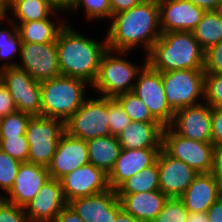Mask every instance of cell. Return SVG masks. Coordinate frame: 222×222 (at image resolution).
Segmentation results:
<instances>
[{
  "instance_id": "cell-1",
  "label": "cell",
  "mask_w": 222,
  "mask_h": 222,
  "mask_svg": "<svg viewBox=\"0 0 222 222\" xmlns=\"http://www.w3.org/2000/svg\"><path fill=\"white\" fill-rule=\"evenodd\" d=\"M108 22L106 42L107 49L112 51L132 52L143 47L147 55L162 34L158 0H144L133 8L113 14Z\"/></svg>"
},
{
  "instance_id": "cell-2",
  "label": "cell",
  "mask_w": 222,
  "mask_h": 222,
  "mask_svg": "<svg viewBox=\"0 0 222 222\" xmlns=\"http://www.w3.org/2000/svg\"><path fill=\"white\" fill-rule=\"evenodd\" d=\"M72 25L67 22L56 39L61 75L83 79L92 85L98 74L101 56L107 50L106 37L94 40L79 33Z\"/></svg>"
},
{
  "instance_id": "cell-3",
  "label": "cell",
  "mask_w": 222,
  "mask_h": 222,
  "mask_svg": "<svg viewBox=\"0 0 222 222\" xmlns=\"http://www.w3.org/2000/svg\"><path fill=\"white\" fill-rule=\"evenodd\" d=\"M147 56V64L159 72L204 69L205 50L193 32L162 33Z\"/></svg>"
},
{
  "instance_id": "cell-4",
  "label": "cell",
  "mask_w": 222,
  "mask_h": 222,
  "mask_svg": "<svg viewBox=\"0 0 222 222\" xmlns=\"http://www.w3.org/2000/svg\"><path fill=\"white\" fill-rule=\"evenodd\" d=\"M91 87L83 79L63 75L42 81V116L66 122L86 101V89Z\"/></svg>"
},
{
  "instance_id": "cell-5",
  "label": "cell",
  "mask_w": 222,
  "mask_h": 222,
  "mask_svg": "<svg viewBox=\"0 0 222 222\" xmlns=\"http://www.w3.org/2000/svg\"><path fill=\"white\" fill-rule=\"evenodd\" d=\"M127 54L130 52L109 49L102 54L98 74L91 87L94 94L115 98L119 94L133 91L138 73L147 64V56L142 65H137L124 57Z\"/></svg>"
},
{
  "instance_id": "cell-6",
  "label": "cell",
  "mask_w": 222,
  "mask_h": 222,
  "mask_svg": "<svg viewBox=\"0 0 222 222\" xmlns=\"http://www.w3.org/2000/svg\"><path fill=\"white\" fill-rule=\"evenodd\" d=\"M161 79L167 104L174 113L188 106L204 102V69L161 72Z\"/></svg>"
},
{
  "instance_id": "cell-7",
  "label": "cell",
  "mask_w": 222,
  "mask_h": 222,
  "mask_svg": "<svg viewBox=\"0 0 222 222\" xmlns=\"http://www.w3.org/2000/svg\"><path fill=\"white\" fill-rule=\"evenodd\" d=\"M65 132V122L60 119L31 117L25 132L29 144L28 162L47 167Z\"/></svg>"
},
{
  "instance_id": "cell-8",
  "label": "cell",
  "mask_w": 222,
  "mask_h": 222,
  "mask_svg": "<svg viewBox=\"0 0 222 222\" xmlns=\"http://www.w3.org/2000/svg\"><path fill=\"white\" fill-rule=\"evenodd\" d=\"M108 97H88L82 106L65 122L66 132L85 141L110 136Z\"/></svg>"
},
{
  "instance_id": "cell-9",
  "label": "cell",
  "mask_w": 222,
  "mask_h": 222,
  "mask_svg": "<svg viewBox=\"0 0 222 222\" xmlns=\"http://www.w3.org/2000/svg\"><path fill=\"white\" fill-rule=\"evenodd\" d=\"M214 145L178 135L170 126L162 132V149L171 157L181 160L198 173H211Z\"/></svg>"
},
{
  "instance_id": "cell-10",
  "label": "cell",
  "mask_w": 222,
  "mask_h": 222,
  "mask_svg": "<svg viewBox=\"0 0 222 222\" xmlns=\"http://www.w3.org/2000/svg\"><path fill=\"white\" fill-rule=\"evenodd\" d=\"M133 92L162 126L169 127L172 124L174 112L167 104L161 72L146 64L138 73Z\"/></svg>"
},
{
  "instance_id": "cell-11",
  "label": "cell",
  "mask_w": 222,
  "mask_h": 222,
  "mask_svg": "<svg viewBox=\"0 0 222 222\" xmlns=\"http://www.w3.org/2000/svg\"><path fill=\"white\" fill-rule=\"evenodd\" d=\"M3 84L10 91L18 111L32 117L42 116L41 82L16 66L3 69Z\"/></svg>"
},
{
  "instance_id": "cell-12",
  "label": "cell",
  "mask_w": 222,
  "mask_h": 222,
  "mask_svg": "<svg viewBox=\"0 0 222 222\" xmlns=\"http://www.w3.org/2000/svg\"><path fill=\"white\" fill-rule=\"evenodd\" d=\"M17 67L25 70L33 79L42 82L60 76L56 42H22Z\"/></svg>"
},
{
  "instance_id": "cell-13",
  "label": "cell",
  "mask_w": 222,
  "mask_h": 222,
  "mask_svg": "<svg viewBox=\"0 0 222 222\" xmlns=\"http://www.w3.org/2000/svg\"><path fill=\"white\" fill-rule=\"evenodd\" d=\"M60 183L67 203L79 197L92 196L110 189L108 174L91 163L63 176Z\"/></svg>"
},
{
  "instance_id": "cell-14",
  "label": "cell",
  "mask_w": 222,
  "mask_h": 222,
  "mask_svg": "<svg viewBox=\"0 0 222 222\" xmlns=\"http://www.w3.org/2000/svg\"><path fill=\"white\" fill-rule=\"evenodd\" d=\"M170 127L184 138L211 142V106L204 101L176 111Z\"/></svg>"
},
{
  "instance_id": "cell-15",
  "label": "cell",
  "mask_w": 222,
  "mask_h": 222,
  "mask_svg": "<svg viewBox=\"0 0 222 222\" xmlns=\"http://www.w3.org/2000/svg\"><path fill=\"white\" fill-rule=\"evenodd\" d=\"M160 191L168 198H180L199 174L181 160L169 156L163 149L157 158Z\"/></svg>"
},
{
  "instance_id": "cell-16",
  "label": "cell",
  "mask_w": 222,
  "mask_h": 222,
  "mask_svg": "<svg viewBox=\"0 0 222 222\" xmlns=\"http://www.w3.org/2000/svg\"><path fill=\"white\" fill-rule=\"evenodd\" d=\"M158 3L161 33L192 32L206 12L189 0H158Z\"/></svg>"
},
{
  "instance_id": "cell-17",
  "label": "cell",
  "mask_w": 222,
  "mask_h": 222,
  "mask_svg": "<svg viewBox=\"0 0 222 222\" xmlns=\"http://www.w3.org/2000/svg\"><path fill=\"white\" fill-rule=\"evenodd\" d=\"M84 220V222H115L122 210L116 190L87 197H79L67 203Z\"/></svg>"
},
{
  "instance_id": "cell-18",
  "label": "cell",
  "mask_w": 222,
  "mask_h": 222,
  "mask_svg": "<svg viewBox=\"0 0 222 222\" xmlns=\"http://www.w3.org/2000/svg\"><path fill=\"white\" fill-rule=\"evenodd\" d=\"M89 163L86 141L65 132L47 166L51 178L60 180L73 170Z\"/></svg>"
},
{
  "instance_id": "cell-19",
  "label": "cell",
  "mask_w": 222,
  "mask_h": 222,
  "mask_svg": "<svg viewBox=\"0 0 222 222\" xmlns=\"http://www.w3.org/2000/svg\"><path fill=\"white\" fill-rule=\"evenodd\" d=\"M66 204L60 180L50 177L24 211L30 222H54Z\"/></svg>"
},
{
  "instance_id": "cell-20",
  "label": "cell",
  "mask_w": 222,
  "mask_h": 222,
  "mask_svg": "<svg viewBox=\"0 0 222 222\" xmlns=\"http://www.w3.org/2000/svg\"><path fill=\"white\" fill-rule=\"evenodd\" d=\"M49 178L47 167L29 162L21 163L12 189L3 198L24 208Z\"/></svg>"
},
{
  "instance_id": "cell-21",
  "label": "cell",
  "mask_w": 222,
  "mask_h": 222,
  "mask_svg": "<svg viewBox=\"0 0 222 222\" xmlns=\"http://www.w3.org/2000/svg\"><path fill=\"white\" fill-rule=\"evenodd\" d=\"M162 148L123 149L108 174V184L116 190L125 180L153 165Z\"/></svg>"
},
{
  "instance_id": "cell-22",
  "label": "cell",
  "mask_w": 222,
  "mask_h": 222,
  "mask_svg": "<svg viewBox=\"0 0 222 222\" xmlns=\"http://www.w3.org/2000/svg\"><path fill=\"white\" fill-rule=\"evenodd\" d=\"M221 196L216 177L212 173H199L180 200L190 213L196 214L206 213Z\"/></svg>"
},
{
  "instance_id": "cell-23",
  "label": "cell",
  "mask_w": 222,
  "mask_h": 222,
  "mask_svg": "<svg viewBox=\"0 0 222 222\" xmlns=\"http://www.w3.org/2000/svg\"><path fill=\"white\" fill-rule=\"evenodd\" d=\"M163 129L159 122L131 121L117 138L123 149L162 148Z\"/></svg>"
},
{
  "instance_id": "cell-24",
  "label": "cell",
  "mask_w": 222,
  "mask_h": 222,
  "mask_svg": "<svg viewBox=\"0 0 222 222\" xmlns=\"http://www.w3.org/2000/svg\"><path fill=\"white\" fill-rule=\"evenodd\" d=\"M117 196L122 209L141 222H152L168 199L160 190Z\"/></svg>"
},
{
  "instance_id": "cell-25",
  "label": "cell",
  "mask_w": 222,
  "mask_h": 222,
  "mask_svg": "<svg viewBox=\"0 0 222 222\" xmlns=\"http://www.w3.org/2000/svg\"><path fill=\"white\" fill-rule=\"evenodd\" d=\"M65 12L57 10L50 18L37 21H29L26 23H18L17 31L22 42L29 43H50L56 42L60 30L66 25L67 21L59 19L56 16H61ZM60 14V15H59ZM59 20V22L57 20ZM56 21V22H55Z\"/></svg>"
},
{
  "instance_id": "cell-26",
  "label": "cell",
  "mask_w": 222,
  "mask_h": 222,
  "mask_svg": "<svg viewBox=\"0 0 222 222\" xmlns=\"http://www.w3.org/2000/svg\"><path fill=\"white\" fill-rule=\"evenodd\" d=\"M89 163L109 174L122 147L117 136H101L86 141Z\"/></svg>"
},
{
  "instance_id": "cell-27",
  "label": "cell",
  "mask_w": 222,
  "mask_h": 222,
  "mask_svg": "<svg viewBox=\"0 0 222 222\" xmlns=\"http://www.w3.org/2000/svg\"><path fill=\"white\" fill-rule=\"evenodd\" d=\"M57 10L50 0H16L5 10V17L17 25L48 19Z\"/></svg>"
},
{
  "instance_id": "cell-28",
  "label": "cell",
  "mask_w": 222,
  "mask_h": 222,
  "mask_svg": "<svg viewBox=\"0 0 222 222\" xmlns=\"http://www.w3.org/2000/svg\"><path fill=\"white\" fill-rule=\"evenodd\" d=\"M3 21L5 22L3 23ZM5 23L9 25V28L8 26L7 28L4 27L1 28V25L3 24L5 25ZM21 46H22V40L19 36V32L17 31V26L13 22L8 20L5 16L1 17L0 18V68L1 69L17 66L19 61L17 60V58L20 57Z\"/></svg>"
},
{
  "instance_id": "cell-29",
  "label": "cell",
  "mask_w": 222,
  "mask_h": 222,
  "mask_svg": "<svg viewBox=\"0 0 222 222\" xmlns=\"http://www.w3.org/2000/svg\"><path fill=\"white\" fill-rule=\"evenodd\" d=\"M160 190L158 162L144 168L125 180L117 189V195Z\"/></svg>"
},
{
  "instance_id": "cell-30",
  "label": "cell",
  "mask_w": 222,
  "mask_h": 222,
  "mask_svg": "<svg viewBox=\"0 0 222 222\" xmlns=\"http://www.w3.org/2000/svg\"><path fill=\"white\" fill-rule=\"evenodd\" d=\"M192 32L200 46L206 51L222 41V18L213 10L206 11Z\"/></svg>"
},
{
  "instance_id": "cell-31",
  "label": "cell",
  "mask_w": 222,
  "mask_h": 222,
  "mask_svg": "<svg viewBox=\"0 0 222 222\" xmlns=\"http://www.w3.org/2000/svg\"><path fill=\"white\" fill-rule=\"evenodd\" d=\"M83 10H82V9ZM84 13L86 20L91 21H107L111 19L112 11L110 0H75L74 4L65 12L77 13L80 10Z\"/></svg>"
},
{
  "instance_id": "cell-32",
  "label": "cell",
  "mask_w": 222,
  "mask_h": 222,
  "mask_svg": "<svg viewBox=\"0 0 222 222\" xmlns=\"http://www.w3.org/2000/svg\"><path fill=\"white\" fill-rule=\"evenodd\" d=\"M115 99L121 104L131 121L158 122L152 116L148 107L133 91L119 94L115 97Z\"/></svg>"
},
{
  "instance_id": "cell-33",
  "label": "cell",
  "mask_w": 222,
  "mask_h": 222,
  "mask_svg": "<svg viewBox=\"0 0 222 222\" xmlns=\"http://www.w3.org/2000/svg\"><path fill=\"white\" fill-rule=\"evenodd\" d=\"M20 165L21 162L0 149V190L3 191H0V198L5 197L12 189Z\"/></svg>"
},
{
  "instance_id": "cell-34",
  "label": "cell",
  "mask_w": 222,
  "mask_h": 222,
  "mask_svg": "<svg viewBox=\"0 0 222 222\" xmlns=\"http://www.w3.org/2000/svg\"><path fill=\"white\" fill-rule=\"evenodd\" d=\"M189 214L180 198H168L152 222H186Z\"/></svg>"
},
{
  "instance_id": "cell-35",
  "label": "cell",
  "mask_w": 222,
  "mask_h": 222,
  "mask_svg": "<svg viewBox=\"0 0 222 222\" xmlns=\"http://www.w3.org/2000/svg\"><path fill=\"white\" fill-rule=\"evenodd\" d=\"M0 149L21 163L28 162L29 144L25 135L0 136Z\"/></svg>"
},
{
  "instance_id": "cell-36",
  "label": "cell",
  "mask_w": 222,
  "mask_h": 222,
  "mask_svg": "<svg viewBox=\"0 0 222 222\" xmlns=\"http://www.w3.org/2000/svg\"><path fill=\"white\" fill-rule=\"evenodd\" d=\"M32 116L15 111L0 119V136L25 135L27 124Z\"/></svg>"
},
{
  "instance_id": "cell-37",
  "label": "cell",
  "mask_w": 222,
  "mask_h": 222,
  "mask_svg": "<svg viewBox=\"0 0 222 222\" xmlns=\"http://www.w3.org/2000/svg\"><path fill=\"white\" fill-rule=\"evenodd\" d=\"M204 101L211 107H222V73H205Z\"/></svg>"
},
{
  "instance_id": "cell-38",
  "label": "cell",
  "mask_w": 222,
  "mask_h": 222,
  "mask_svg": "<svg viewBox=\"0 0 222 222\" xmlns=\"http://www.w3.org/2000/svg\"><path fill=\"white\" fill-rule=\"evenodd\" d=\"M109 129L111 135L117 136L129 123L130 117L125 113L121 104L115 99L108 97Z\"/></svg>"
},
{
  "instance_id": "cell-39",
  "label": "cell",
  "mask_w": 222,
  "mask_h": 222,
  "mask_svg": "<svg viewBox=\"0 0 222 222\" xmlns=\"http://www.w3.org/2000/svg\"><path fill=\"white\" fill-rule=\"evenodd\" d=\"M0 222H30L24 208L0 198Z\"/></svg>"
},
{
  "instance_id": "cell-40",
  "label": "cell",
  "mask_w": 222,
  "mask_h": 222,
  "mask_svg": "<svg viewBox=\"0 0 222 222\" xmlns=\"http://www.w3.org/2000/svg\"><path fill=\"white\" fill-rule=\"evenodd\" d=\"M205 73H222V41L205 51Z\"/></svg>"
},
{
  "instance_id": "cell-41",
  "label": "cell",
  "mask_w": 222,
  "mask_h": 222,
  "mask_svg": "<svg viewBox=\"0 0 222 222\" xmlns=\"http://www.w3.org/2000/svg\"><path fill=\"white\" fill-rule=\"evenodd\" d=\"M211 142L222 145V107H211Z\"/></svg>"
},
{
  "instance_id": "cell-42",
  "label": "cell",
  "mask_w": 222,
  "mask_h": 222,
  "mask_svg": "<svg viewBox=\"0 0 222 222\" xmlns=\"http://www.w3.org/2000/svg\"><path fill=\"white\" fill-rule=\"evenodd\" d=\"M18 111L15 101L11 97L10 91L4 84L0 86V119L10 113Z\"/></svg>"
},
{
  "instance_id": "cell-43",
  "label": "cell",
  "mask_w": 222,
  "mask_h": 222,
  "mask_svg": "<svg viewBox=\"0 0 222 222\" xmlns=\"http://www.w3.org/2000/svg\"><path fill=\"white\" fill-rule=\"evenodd\" d=\"M211 173L216 177L218 186L222 193V145L214 147L213 167Z\"/></svg>"
},
{
  "instance_id": "cell-44",
  "label": "cell",
  "mask_w": 222,
  "mask_h": 222,
  "mask_svg": "<svg viewBox=\"0 0 222 222\" xmlns=\"http://www.w3.org/2000/svg\"><path fill=\"white\" fill-rule=\"evenodd\" d=\"M54 222H84L68 204L58 213Z\"/></svg>"
},
{
  "instance_id": "cell-45",
  "label": "cell",
  "mask_w": 222,
  "mask_h": 222,
  "mask_svg": "<svg viewBox=\"0 0 222 222\" xmlns=\"http://www.w3.org/2000/svg\"><path fill=\"white\" fill-rule=\"evenodd\" d=\"M144 0H110L112 15L139 5Z\"/></svg>"
},
{
  "instance_id": "cell-46",
  "label": "cell",
  "mask_w": 222,
  "mask_h": 222,
  "mask_svg": "<svg viewBox=\"0 0 222 222\" xmlns=\"http://www.w3.org/2000/svg\"><path fill=\"white\" fill-rule=\"evenodd\" d=\"M210 222H222V196L206 212Z\"/></svg>"
},
{
  "instance_id": "cell-47",
  "label": "cell",
  "mask_w": 222,
  "mask_h": 222,
  "mask_svg": "<svg viewBox=\"0 0 222 222\" xmlns=\"http://www.w3.org/2000/svg\"><path fill=\"white\" fill-rule=\"evenodd\" d=\"M192 4L203 8L206 11L214 10L220 0H189Z\"/></svg>"
},
{
  "instance_id": "cell-48",
  "label": "cell",
  "mask_w": 222,
  "mask_h": 222,
  "mask_svg": "<svg viewBox=\"0 0 222 222\" xmlns=\"http://www.w3.org/2000/svg\"><path fill=\"white\" fill-rule=\"evenodd\" d=\"M52 4L60 11L66 12L75 2V0H50Z\"/></svg>"
},
{
  "instance_id": "cell-49",
  "label": "cell",
  "mask_w": 222,
  "mask_h": 222,
  "mask_svg": "<svg viewBox=\"0 0 222 222\" xmlns=\"http://www.w3.org/2000/svg\"><path fill=\"white\" fill-rule=\"evenodd\" d=\"M115 222H141L131 214L126 213L123 209L117 214Z\"/></svg>"
},
{
  "instance_id": "cell-50",
  "label": "cell",
  "mask_w": 222,
  "mask_h": 222,
  "mask_svg": "<svg viewBox=\"0 0 222 222\" xmlns=\"http://www.w3.org/2000/svg\"><path fill=\"white\" fill-rule=\"evenodd\" d=\"M186 222H210L207 219L206 213H196V214H189V217Z\"/></svg>"
},
{
  "instance_id": "cell-51",
  "label": "cell",
  "mask_w": 222,
  "mask_h": 222,
  "mask_svg": "<svg viewBox=\"0 0 222 222\" xmlns=\"http://www.w3.org/2000/svg\"><path fill=\"white\" fill-rule=\"evenodd\" d=\"M16 0H0V3L4 10H6L11 4H13Z\"/></svg>"
},
{
  "instance_id": "cell-52",
  "label": "cell",
  "mask_w": 222,
  "mask_h": 222,
  "mask_svg": "<svg viewBox=\"0 0 222 222\" xmlns=\"http://www.w3.org/2000/svg\"><path fill=\"white\" fill-rule=\"evenodd\" d=\"M213 11L222 18V0L218 2V4L216 5Z\"/></svg>"
},
{
  "instance_id": "cell-53",
  "label": "cell",
  "mask_w": 222,
  "mask_h": 222,
  "mask_svg": "<svg viewBox=\"0 0 222 222\" xmlns=\"http://www.w3.org/2000/svg\"><path fill=\"white\" fill-rule=\"evenodd\" d=\"M3 84V69L0 68V86Z\"/></svg>"
},
{
  "instance_id": "cell-54",
  "label": "cell",
  "mask_w": 222,
  "mask_h": 222,
  "mask_svg": "<svg viewBox=\"0 0 222 222\" xmlns=\"http://www.w3.org/2000/svg\"><path fill=\"white\" fill-rule=\"evenodd\" d=\"M0 14H5V10H4V8L2 7L1 3H0Z\"/></svg>"
}]
</instances>
